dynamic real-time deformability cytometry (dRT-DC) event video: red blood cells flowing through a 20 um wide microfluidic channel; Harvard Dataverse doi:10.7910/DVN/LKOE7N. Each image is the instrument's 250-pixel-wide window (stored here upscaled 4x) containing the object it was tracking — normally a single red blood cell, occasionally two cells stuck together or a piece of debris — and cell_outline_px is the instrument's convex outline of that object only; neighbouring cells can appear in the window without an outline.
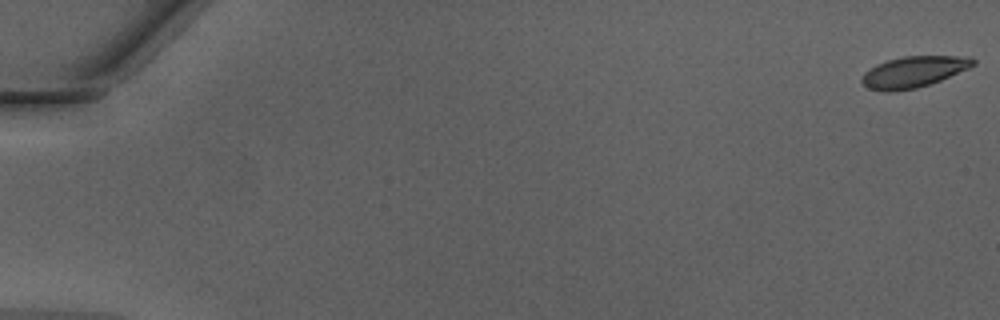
{"species": "Egyptian fruit bat (a non-hibernating species)", "species_latin": "Rousettus aegyptiacus", "temperature_condition": "warm", "stored_images_in_passage": 50, "camera_frame_rate_fps": 3000, "um_per_image_px": 0.085, "animal": {"sex": "male"}, "frame": {"image": 1, "passage_image": 1, "time_ms": 0.0, "image_size_px": [1000, 320], "cell_outline_px": [[976, 64], [968, 68], [940, 80], [916, 88], [892, 92], [884, 92], [868, 88], [860, 80], [864, 72], [876, 64], [888, 60], [904, 56], [972, 56], [976, 60]], "centroid_in_image_um": [77.65, 6.1], "position_along_channel_um": 7.4, "area_um2": 20.17}}
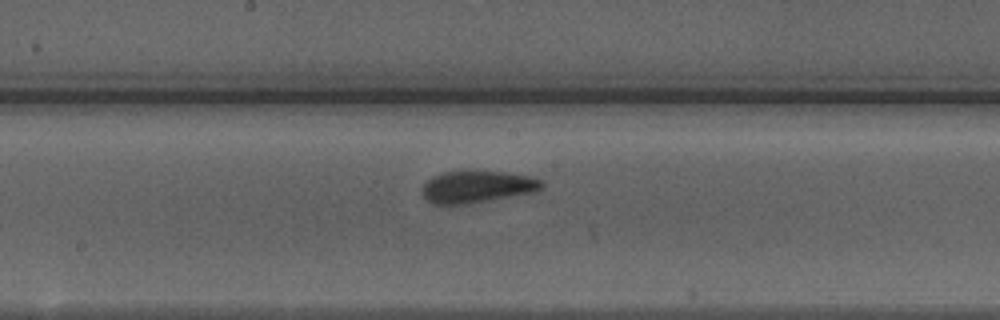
{"frame": {"image": 2, "passage_image": 28, "time_ms": 9.0, "image_size_px": [1000, 320], "cell_outline_px": [[544, 188], [536, 192], [464, 204], [432, 204], [424, 196], [424, 184], [432, 176], [444, 172], [504, 172], [532, 176], [544, 180]], "centroid_in_image_um": [40.64, 15.87], "position_along_channel_um": 207.6, "area_um2": 22.02}}
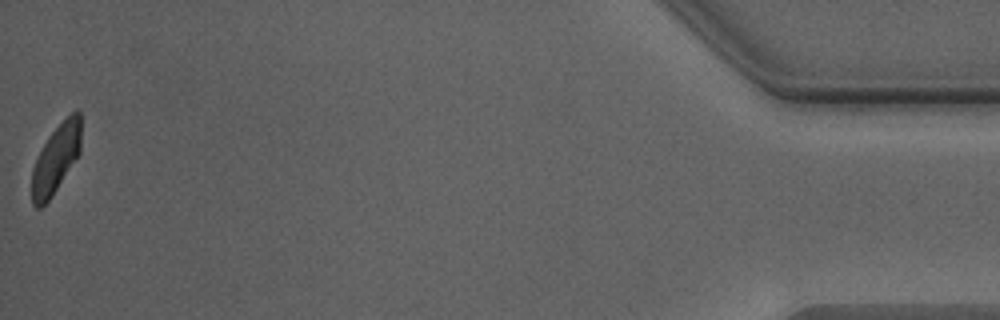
{"frame": {"image": 3, "passage_image": 50, "time_ms": 16.333, "image_size_px": [1000, 320], "cell_outline_px": [[80, 152], [52, 196], [40, 208], [36, 208], [32, 204], [32, 168], [48, 136], [76, 108], [80, 112]], "centroid_in_image_um": [4.75, 13.51], "position_along_channel_um": 430.5, "area_um2": 19.25}, "authors_computed_cell_mechanics": {"area_um2": 21.7039, "velocity_mm_per_s": 4.2771, "shape_relaxation_time_tau1_ms": 2.3536, "shape_relaxation_time_tau2_ms": 1.8274, "deformation_change_tau1": 0.1128, "deformation_change_tau2": 0.0443}}